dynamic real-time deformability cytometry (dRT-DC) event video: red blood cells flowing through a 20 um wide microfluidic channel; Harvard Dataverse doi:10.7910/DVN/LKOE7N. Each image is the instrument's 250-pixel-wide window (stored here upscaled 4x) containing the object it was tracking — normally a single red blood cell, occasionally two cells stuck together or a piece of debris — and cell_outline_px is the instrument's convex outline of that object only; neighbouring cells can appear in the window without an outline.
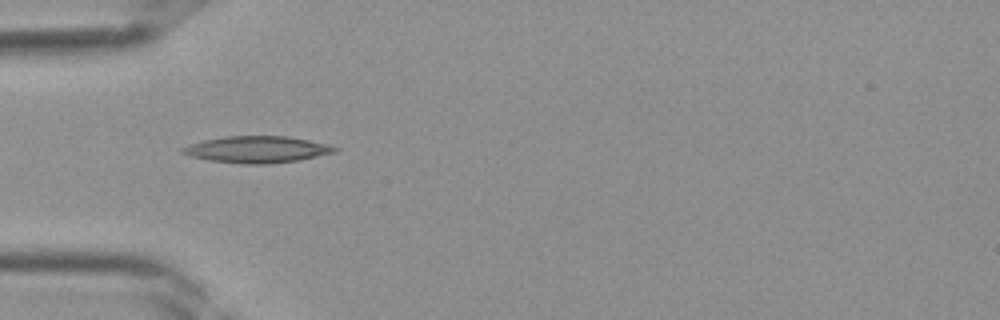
{"species": "Egyptian fruit bat (a non-hibernating species)", "species_latin": "Rousettus aegyptiacus", "temperature_condition": "room temperature", "stored_images_in_passage": 12, "camera_frame_rate_fps": 3000, "um_per_image_px": 0.085, "frame": {"image": 1, "passage_image": 1, "time_ms": 0.0, "image_size_px": [1000, 320], "cell_outline_px": [[340, 148], [336, 152], [296, 160], [264, 164], [244, 164], [208, 160], [192, 156], [180, 152], [180, 148], [204, 140], [224, 136], [288, 136], [328, 144]], "centroid_in_image_um": [21.85, 12.7], "position_along_channel_um": 63.2, "area_um2": 23.41}}
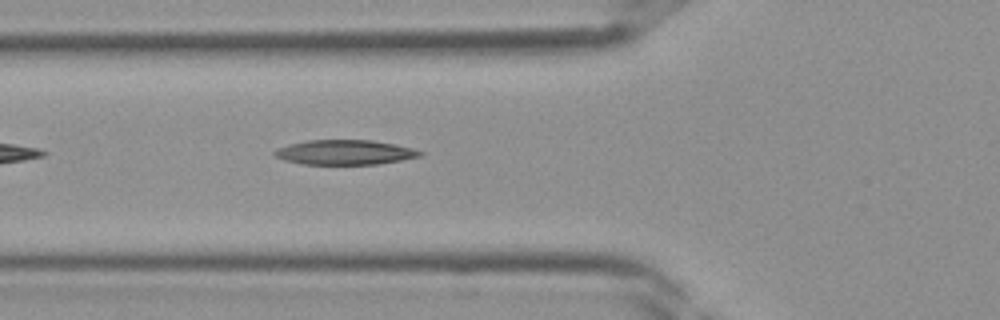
{"frame": {"image": 2, "passage_image": 3, "time_ms": 0.667, "image_size_px": [1000, 320], "cell_outline_px": [[424, 152], [420, 156], [400, 160], [376, 164], [304, 164], [284, 160], [276, 156], [272, 152], [288, 144], [308, 140], [372, 140], [412, 148]], "centroid_in_image_um": [29.29, 12.94], "position_along_channel_um": 96.5, "area_um2": 20.69}}
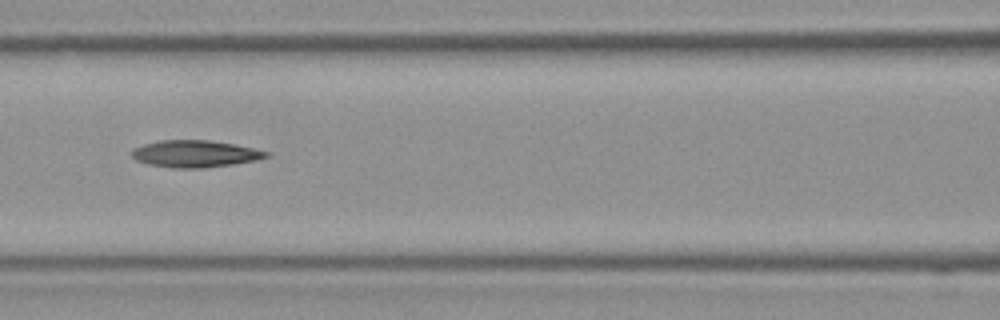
{"frame": {"image": 3, "passage_image": 6, "time_ms": 1.667, "image_size_px": [1000, 320], "cell_outline_px": [[268, 156], [256, 160], [232, 164], [204, 168], [172, 168], [148, 164], [136, 160], [132, 156], [132, 152], [136, 148], [144, 144], [160, 140], [208, 140], [232, 144], [252, 148], [268, 152]], "centroid_in_image_um": [16.55, 13.08], "position_along_channel_um": 150.0, "area_um2": 20.81}}